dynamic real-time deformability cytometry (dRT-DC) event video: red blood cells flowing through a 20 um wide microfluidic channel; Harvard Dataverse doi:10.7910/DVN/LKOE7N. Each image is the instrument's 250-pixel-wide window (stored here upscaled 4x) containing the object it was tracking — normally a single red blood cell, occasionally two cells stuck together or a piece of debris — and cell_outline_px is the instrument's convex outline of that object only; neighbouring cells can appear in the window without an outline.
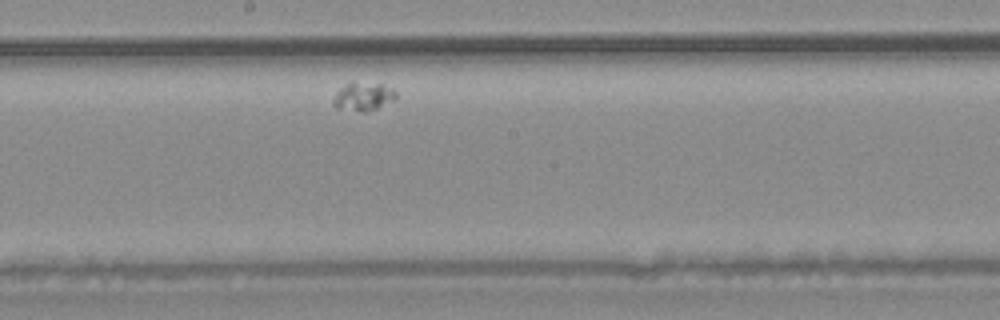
{"species": "common noctule bat (a hibernating species)", "species_latin": "Nyctalus noctula", "temperature_condition": "warm", "stored_images_in_passage": 30, "camera_frame_rate_fps": 3000, "um_per_image_px": 0.085, "animal": {"sex": "male", "body_mass_g": 20.4}, "frame": {"image": 1, "passage_image": 16, "time_ms": 5.0, "image_size_px": [1000, 320], "cell_outline_px": [[396, 96], [376, 108], [368, 112], [364, 112], [336, 108], [332, 104], [332, 100], [336, 92], [340, 88], [352, 80], [380, 84], [392, 88], [396, 92]], "centroid_in_image_um": [30.79, 8.18], "position_along_channel_um": 217.4, "area_um2": 10.35}}
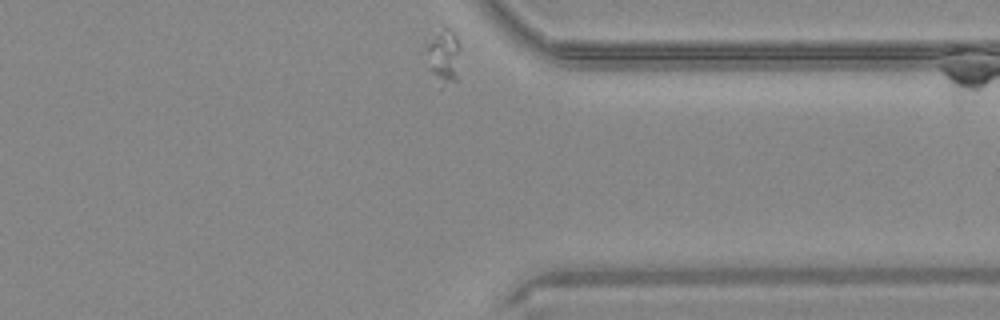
{"frame": {"image": 2, "passage_image": 30, "time_ms": 9.667, "image_size_px": [1000, 320], "cell_outline_px": [[460, 48], [456, 80], [440, 88], [432, 68], [428, 48], [428, 44], [444, 24], [456, 36], [460, 44]], "centroid_in_image_um": [37.79, 4.76], "position_along_channel_um": 373.6, "area_um2": 10.06}}